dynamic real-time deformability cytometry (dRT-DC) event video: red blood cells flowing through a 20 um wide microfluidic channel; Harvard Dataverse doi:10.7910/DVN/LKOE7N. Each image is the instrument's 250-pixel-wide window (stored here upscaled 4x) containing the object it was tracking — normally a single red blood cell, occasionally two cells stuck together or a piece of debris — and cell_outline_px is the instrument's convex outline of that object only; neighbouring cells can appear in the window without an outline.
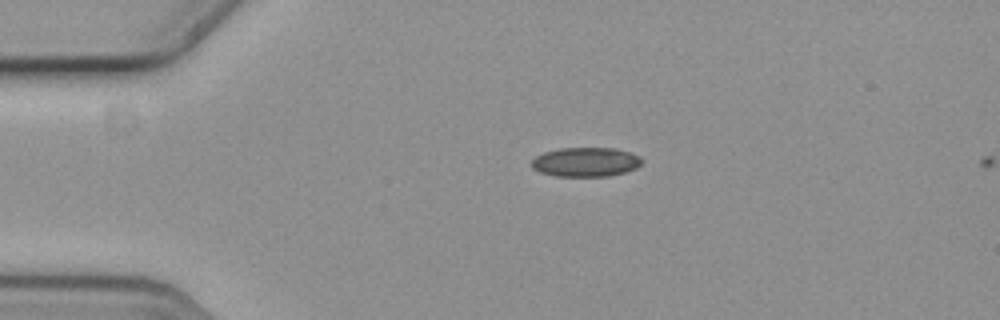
{"species": "common noctule bat (a hibernating species)", "species_latin": "Nyctalus noctula", "temperature_condition": "cold", "stored_images_in_passage": 2, "camera_frame_rate_fps": 3000, "um_per_image_px": 0.085, "animal": {"sex": "female", "body_mass_g": 19.3, "forearm_length_mm": 54.1}, "frame": {"image": 1, "passage_image": 1, "time_ms": 0.0, "image_size_px": [1000, 320], "cell_outline_px": [[644, 160], [636, 168], [624, 172], [608, 176], [556, 176], [540, 172], [532, 168], [532, 160], [536, 156], [544, 152], [560, 148], [616, 148], [640, 156]], "centroid_in_image_um": [49.79, 13.77], "position_along_channel_um": 35.2, "area_um2": 18.79}}